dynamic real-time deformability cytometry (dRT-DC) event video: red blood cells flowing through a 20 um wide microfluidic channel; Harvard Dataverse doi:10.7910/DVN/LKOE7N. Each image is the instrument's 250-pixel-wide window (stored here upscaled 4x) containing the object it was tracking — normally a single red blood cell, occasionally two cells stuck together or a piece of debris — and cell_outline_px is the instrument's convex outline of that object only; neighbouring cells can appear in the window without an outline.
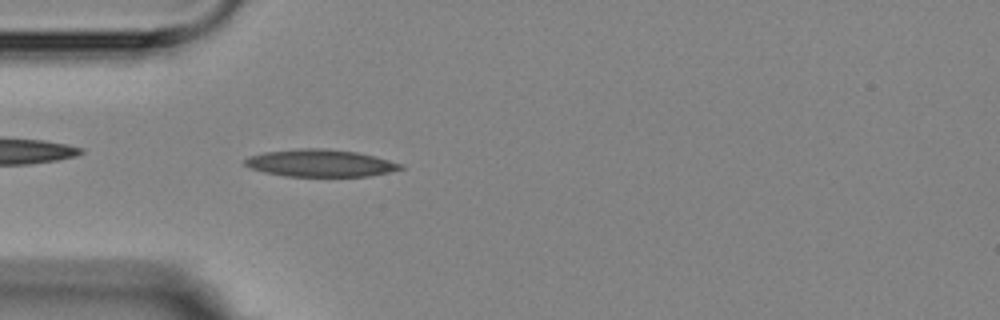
{"species": "Egyptian fruit bat (a non-hibernating species)", "species_latin": "Rousettus aegyptiacus", "temperature_condition": "room temperature", "stored_images_in_passage": 4, "camera_frame_rate_fps": 3000, "um_per_image_px": 0.085, "animal": {"sex": "female"}, "frame": {"image": 1, "passage_image": 4, "time_ms": 3.667, "image_size_px": [1000, 320], "cell_outline_px": [[404, 168], [388, 172], [368, 176], [284, 176], [264, 172], [252, 168], [244, 164], [244, 160], [248, 156], [264, 152], [304, 148], [324, 148], [356, 152], [404, 164]], "centroid_in_image_um": [27.21, 13.86], "position_along_channel_um": 57.8, "area_um2": 24.51}}